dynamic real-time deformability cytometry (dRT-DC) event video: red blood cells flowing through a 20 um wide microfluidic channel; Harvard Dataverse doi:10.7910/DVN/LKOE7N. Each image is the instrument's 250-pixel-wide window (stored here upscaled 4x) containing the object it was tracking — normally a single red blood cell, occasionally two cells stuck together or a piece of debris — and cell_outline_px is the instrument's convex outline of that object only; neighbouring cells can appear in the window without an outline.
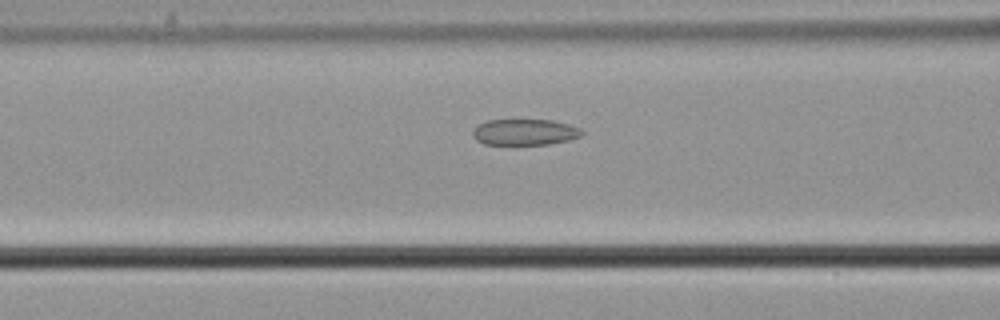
{"species": "common noctule bat (a hibernating species)", "species_latin": "Nyctalus noctula", "temperature_condition": "cold", "stored_images_in_passage": 52, "camera_frame_rate_fps": 3000, "um_per_image_px": 0.085, "animal": {"sex": "male", "body_mass_g": 21.5, "forearm_length_mm": 52.0}, "frame": {"image": 1, "passage_image": 19, "time_ms": 6.0, "image_size_px": [1000, 320], "cell_outline_px": [[584, 132], [580, 136], [568, 140], [548, 144], [484, 144], [476, 140], [472, 136], [472, 132], [480, 124], [488, 120], [512, 116], [552, 120], [568, 124], [580, 128]], "centroid_in_image_um": [44.57, 11.17], "position_along_channel_um": 122.0, "area_um2": 17.34}}
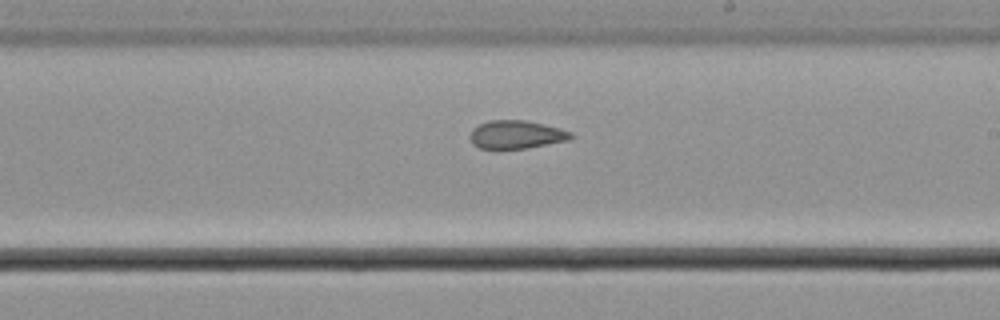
{"frame": {"image": 2, "passage_image": 29, "time_ms": 9.333, "image_size_px": [1000, 320], "cell_outline_px": [[576, 136], [568, 140], [528, 148], [496, 152], [492, 152], [480, 148], [472, 144], [468, 136], [472, 128], [488, 120], [524, 120], [544, 124], [560, 128], [572, 132]], "centroid_in_image_um": [43.82, 11.48], "position_along_channel_um": 245.2, "area_um2": 17.46}}
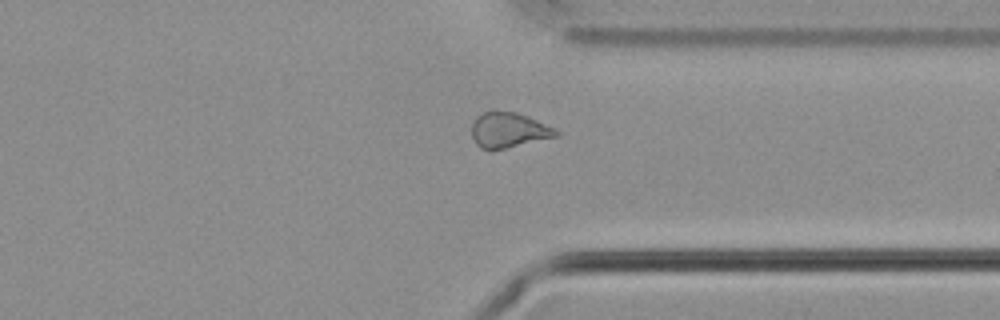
{"frame": {"image": 3, "passage_image": 39, "time_ms": 12.667, "image_size_px": [1000, 320], "cell_outline_px": [[560, 136], [492, 152], [488, 152], [480, 148], [476, 144], [472, 136], [472, 124], [476, 116], [484, 112], [516, 112], [528, 116], [556, 128], [560, 132]], "centroid_in_image_um": [43.26, 11.11], "position_along_channel_um": 368.1, "area_um2": 17.8}, "authors_computed_cell_mechanics": {"area_um2": 18.7272, "velocity_mm_per_s": 3.6975, "shape_relaxation_time_tau1_ms": null, "shape_relaxation_time_tau2_ms": 3.3693, "deformation_change_tau1": null, "deformation_change_tau2": 0.1071}}